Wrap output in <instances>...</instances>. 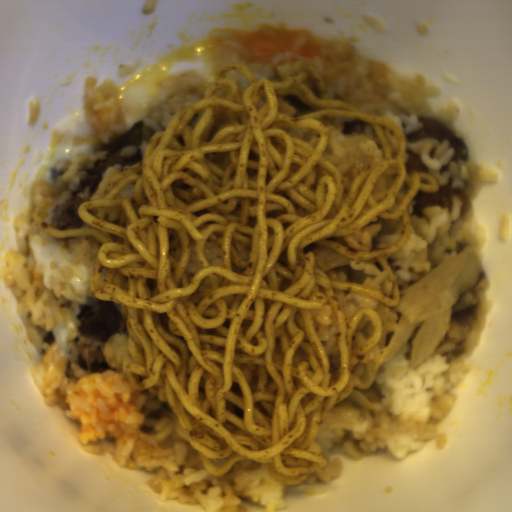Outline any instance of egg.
<instances>
[{"label": "egg", "mask_w": 512, "mask_h": 512, "mask_svg": "<svg viewBox=\"0 0 512 512\" xmlns=\"http://www.w3.org/2000/svg\"><path fill=\"white\" fill-rule=\"evenodd\" d=\"M27 240L40 272L55 291L80 303L101 299L89 285L94 267L70 255L63 238L45 233L32 218Z\"/></svg>", "instance_id": "obj_3"}, {"label": "egg", "mask_w": 512, "mask_h": 512, "mask_svg": "<svg viewBox=\"0 0 512 512\" xmlns=\"http://www.w3.org/2000/svg\"><path fill=\"white\" fill-rule=\"evenodd\" d=\"M102 150L95 126L83 110L66 122L33 177V213L52 226L56 206L94 167Z\"/></svg>", "instance_id": "obj_1"}, {"label": "egg", "mask_w": 512, "mask_h": 512, "mask_svg": "<svg viewBox=\"0 0 512 512\" xmlns=\"http://www.w3.org/2000/svg\"><path fill=\"white\" fill-rule=\"evenodd\" d=\"M219 66L207 53L189 51L147 68L126 81L118 90L130 128L147 123L164 87L183 73L206 74L213 82Z\"/></svg>", "instance_id": "obj_2"}]
</instances>
